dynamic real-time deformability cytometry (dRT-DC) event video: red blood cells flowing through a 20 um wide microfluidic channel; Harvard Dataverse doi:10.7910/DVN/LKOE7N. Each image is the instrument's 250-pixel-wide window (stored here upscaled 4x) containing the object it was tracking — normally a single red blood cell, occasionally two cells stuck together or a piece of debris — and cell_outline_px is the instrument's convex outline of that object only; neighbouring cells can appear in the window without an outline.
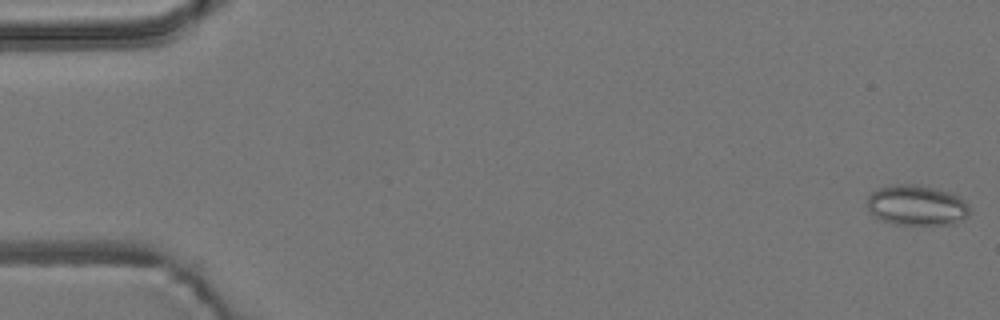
{"species": "common noctule bat (a hibernating species)", "species_latin": "Nyctalus noctula", "temperature_condition": "room temperature", "stored_images_in_passage": 55, "camera_frame_rate_fps": 3000, "um_per_image_px": 0.085, "animal": {"sex": "male", "body_mass_g": 19.2, "forearm_length_mm": 51.8}, "frame": {"image": 1, "passage_image": 1, "time_ms": 0.0, "image_size_px": [1000, 320], "cell_outline_px": [[968, 216], [952, 224], [892, 224], [880, 220], [868, 208], [868, 196], [872, 192], [880, 188], [892, 184], [916, 184], [936, 188], [948, 192], [964, 200], [968, 204]], "centroid_in_image_um": [77.9, 17.44], "position_along_channel_um": 7.1, "area_um2": 23.87}}
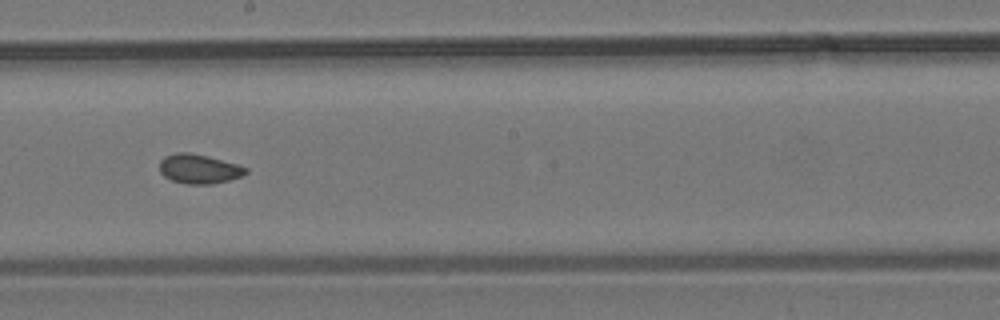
{"frame": {"image": 2, "passage_image": 31, "time_ms": 10.0, "image_size_px": [1000, 320], "cell_outline_px": [[248, 172], [240, 176], [228, 180], [212, 184], [188, 184], [172, 180], [164, 176], [160, 172], [160, 160], [164, 156], [176, 152], [188, 152], [208, 156], [236, 164], [248, 168]], "centroid_in_image_um": [16.89, 14.35], "position_along_channel_um": 231.3, "area_um2": 14.68}}
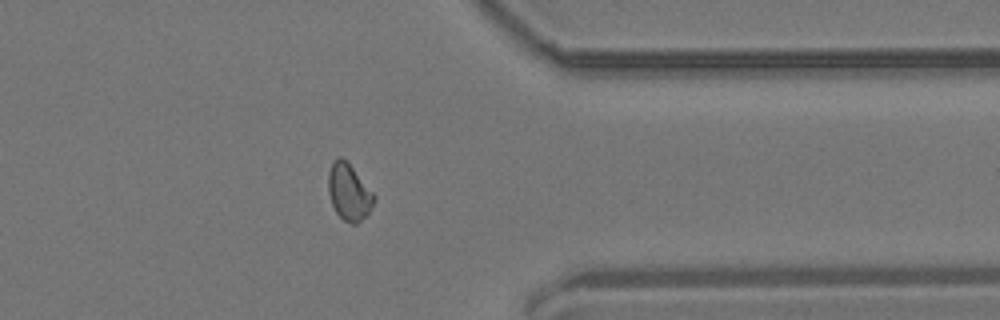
{"frame": {"image": 3, "passage_image": 44, "time_ms": 14.333, "image_size_px": [1000, 320], "cell_outline_px": [[376, 200], [368, 212], [356, 224], [352, 224], [344, 220], [336, 212], [332, 204], [328, 192], [328, 172], [332, 160], [340, 156], [352, 168], [376, 196]], "centroid_in_image_um": [29.64, 16.32], "position_along_channel_um": 381.8, "area_um2": 14.8}, "authors_computed_cell_mechanics": {"area_um2": 14.9124, "velocity_mm_per_s": 3.7316, "shape_relaxation_time_tau1_ms": null, "shape_relaxation_time_tau2_ms": 2.2293, "deformation_change_tau1": null, "deformation_change_tau2": 0.057}}